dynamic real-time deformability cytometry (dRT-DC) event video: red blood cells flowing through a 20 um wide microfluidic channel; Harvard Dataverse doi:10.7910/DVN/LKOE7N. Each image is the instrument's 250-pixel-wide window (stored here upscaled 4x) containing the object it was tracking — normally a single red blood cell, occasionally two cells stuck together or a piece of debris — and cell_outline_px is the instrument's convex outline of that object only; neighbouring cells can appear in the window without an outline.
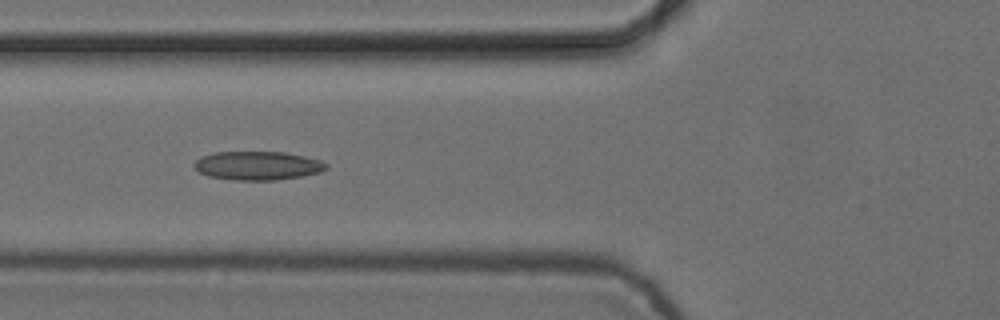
{"species": "common noctule bat (a hibernating species)", "species_latin": "Nyctalus noctula", "temperature_condition": "cold", "stored_images_in_passage": 7, "camera_frame_rate_fps": 3000, "um_per_image_px": 0.085, "animal": {"sex": "female", "body_mass_g": 24.6, "forearm_length_mm": 56.2}, "frame": {"image": 1, "passage_image": 3, "time_ms": 0.667, "image_size_px": [1000, 320], "cell_outline_px": [[328, 168], [320, 172], [300, 176], [276, 180], [232, 180], [208, 176], [200, 172], [192, 164], [200, 156], [216, 152], [284, 152], [304, 156], [320, 160], [328, 164]], "centroid_in_image_um": [21.89, 14.08], "position_along_channel_um": 103.9, "area_um2": 22.08}}
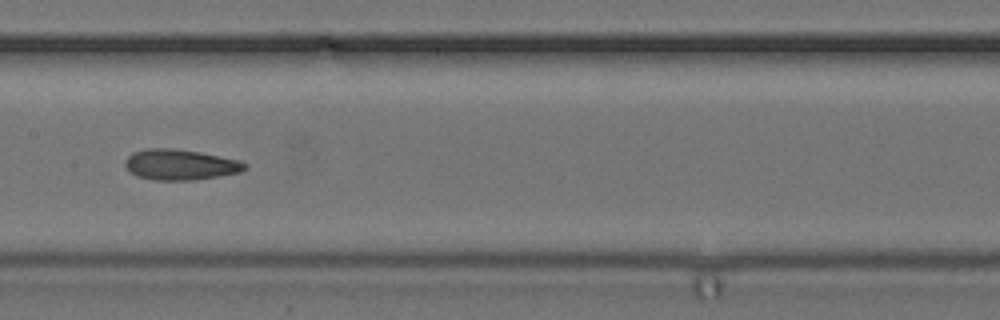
{"frame": {"image": 2, "passage_image": 5, "time_ms": 1.333, "image_size_px": [1000, 320], "cell_outline_px": [[248, 168], [240, 172], [192, 180], [152, 180], [136, 176], [124, 164], [124, 160], [132, 152], [144, 148], [176, 148], [200, 152], [240, 160], [248, 164]], "centroid_in_image_um": [15.31, 13.98], "position_along_channel_um": 192.1, "area_um2": 21.5}}
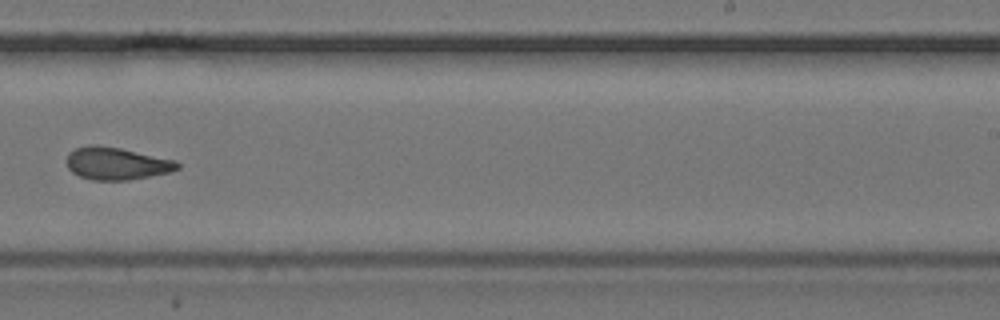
{"frame": {"image": 3, "passage_image": 7, "time_ms": 2.0, "image_size_px": [1000, 320], "cell_outline_px": [[180, 168], [168, 172], [128, 180], [92, 180], [80, 176], [72, 172], [68, 168], [68, 152], [76, 148], [92, 144], [96, 144], [120, 148], [176, 160], [180, 164]], "centroid_in_image_um": [9.91, 13.89], "position_along_channel_um": 279.1, "area_um2": 20.81}}